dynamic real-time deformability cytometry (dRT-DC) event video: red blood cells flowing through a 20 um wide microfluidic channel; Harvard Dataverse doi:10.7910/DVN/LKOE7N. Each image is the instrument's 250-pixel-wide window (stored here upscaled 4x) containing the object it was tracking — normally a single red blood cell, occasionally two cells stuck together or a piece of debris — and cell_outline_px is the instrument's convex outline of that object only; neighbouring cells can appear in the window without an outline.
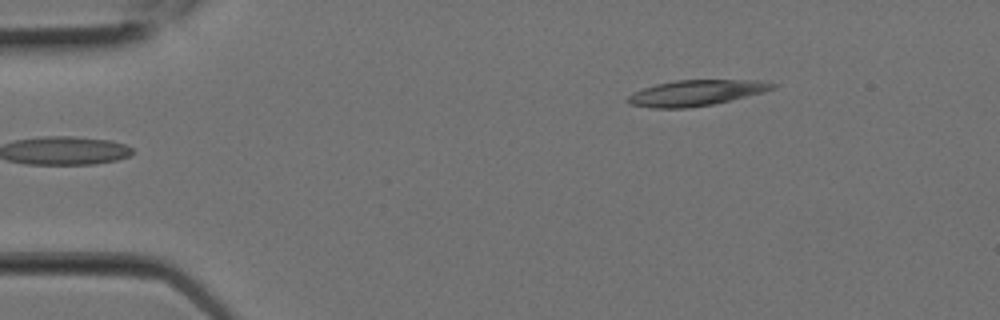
{"species": "Egyptian fruit bat (a non-hibernating species)", "species_latin": "Rousettus aegyptiacus", "temperature_condition": "room temperature", "stored_images_in_passage": 4, "camera_frame_rate_fps": 3000, "um_per_image_px": 0.085, "animal": {"sex": "female"}, "frame": {"image": 1, "passage_image": 4, "time_ms": 1.0, "image_size_px": [1000, 320], "cell_outline_px": [[780, 84], [776, 88], [764, 92], [712, 104], [688, 108], [652, 108], [628, 104], [624, 100], [632, 92], [656, 84], [676, 80], [760, 80]], "centroid_in_image_um": [59.16, 7.89], "position_along_channel_um": 25.8, "area_um2": 21.85}}